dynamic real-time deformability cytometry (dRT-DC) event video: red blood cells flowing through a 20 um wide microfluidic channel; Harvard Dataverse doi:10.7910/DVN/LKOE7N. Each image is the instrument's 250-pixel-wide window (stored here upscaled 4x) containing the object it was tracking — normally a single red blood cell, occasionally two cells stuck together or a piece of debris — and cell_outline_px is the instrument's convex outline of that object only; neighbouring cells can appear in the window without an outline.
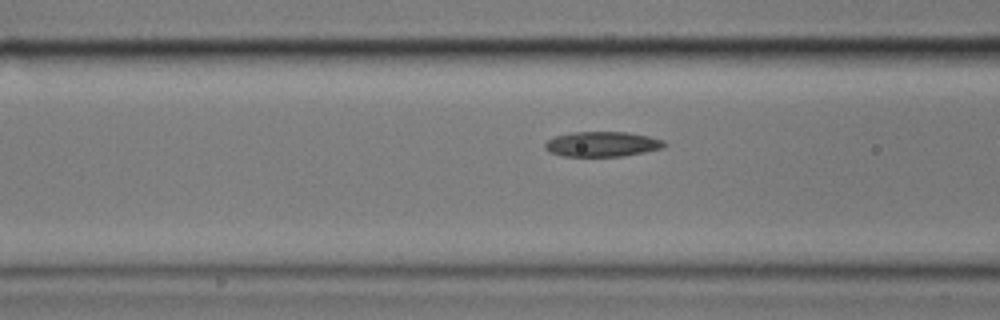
{"species": "common noctule bat (a hibernating species)", "species_latin": "Nyctalus noctula", "temperature_condition": "cold", "stored_images_in_passage": 17, "camera_frame_rate_fps": 3000, "um_per_image_px": 0.085, "animal": {"sex": "male", "body_mass_g": 17.9}, "frame": {"image": 1, "passage_image": 15, "time_ms": 4.667, "image_size_px": [1000, 320], "cell_outline_px": [[668, 144], [664, 148], [644, 152], [620, 156], [564, 156], [548, 152], [544, 148], [544, 144], [548, 140], [556, 136], [572, 132], [628, 132], [648, 136], [664, 140]], "centroid_in_image_um": [51.2, 12.25], "position_along_channel_um": 115.4, "area_um2": 17.46}}